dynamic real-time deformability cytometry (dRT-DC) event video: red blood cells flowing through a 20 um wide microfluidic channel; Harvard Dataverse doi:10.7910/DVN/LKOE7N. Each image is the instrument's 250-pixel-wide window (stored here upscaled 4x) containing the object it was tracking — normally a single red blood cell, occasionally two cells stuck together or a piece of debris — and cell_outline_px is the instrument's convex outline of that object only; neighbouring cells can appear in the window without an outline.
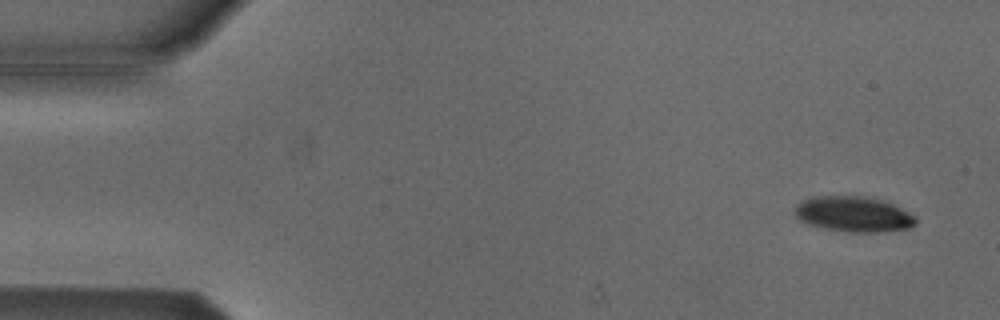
{"species": "Egyptian fruit bat (a non-hibernating species)", "species_latin": "Rousettus aegyptiacus", "temperature_condition": "cold", "stored_images_in_passage": 5, "camera_frame_rate_fps": 3000, "um_per_image_px": 0.085, "animal": {"sex": "male"}, "frame": {"image": 1, "passage_image": 1, "time_ms": 0.0, "image_size_px": [1000, 320], "cell_outline_px": [[916, 224], [908, 228], [880, 232], [848, 232], [808, 224], [800, 220], [796, 216], [796, 204], [804, 200], [820, 196], [872, 196], [892, 204], [916, 216]], "centroid_in_image_um": [72.59, 18.2], "position_along_channel_um": 12.4, "area_um2": 24.74}}
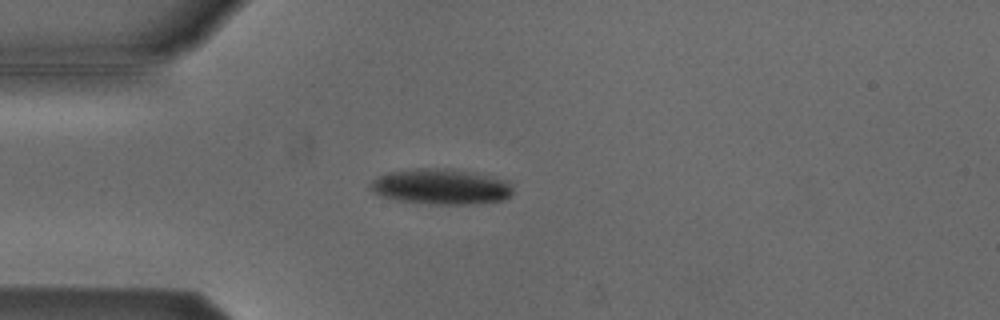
{"frame": {"image": 2, "passage_image": 4, "time_ms": 1.0, "image_size_px": [1000, 320], "cell_outline_px": [[512, 196], [504, 200], [468, 204], [436, 204], [396, 200], [372, 192], [368, 188], [368, 184], [372, 180], [388, 172], [420, 168], [448, 168], [472, 172], [508, 180], [512, 184]], "centroid_in_image_um": [37.49, 15.86], "position_along_channel_um": 47.5, "area_um2": 29.59}}